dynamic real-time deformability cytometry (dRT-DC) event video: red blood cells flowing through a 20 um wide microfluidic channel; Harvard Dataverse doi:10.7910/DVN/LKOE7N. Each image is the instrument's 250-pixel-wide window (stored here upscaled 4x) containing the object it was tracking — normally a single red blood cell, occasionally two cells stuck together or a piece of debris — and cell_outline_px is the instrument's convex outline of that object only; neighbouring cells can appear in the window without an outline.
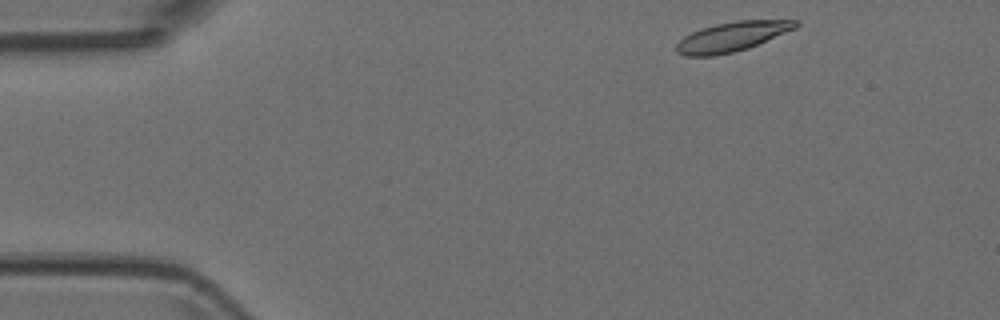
{"species": "Egyptian fruit bat (a non-hibernating species)", "species_latin": "Rousettus aegyptiacus", "temperature_condition": "room temperature", "stored_images_in_passage": 7, "camera_frame_rate_fps": 3000, "um_per_image_px": 0.085, "animal": {"sex": "female"}, "frame": {"image": 1, "passage_image": 1, "time_ms": 0.0, "image_size_px": [1000, 320], "cell_outline_px": [[800, 24], [796, 28], [748, 48], [732, 52], [712, 56], [684, 56], [676, 52], [676, 44], [684, 36], [700, 28], [716, 24], [736, 20], [800, 20]], "centroid_in_image_um": [62.21, 3.11], "position_along_channel_um": 22.8, "area_um2": 20.52}}
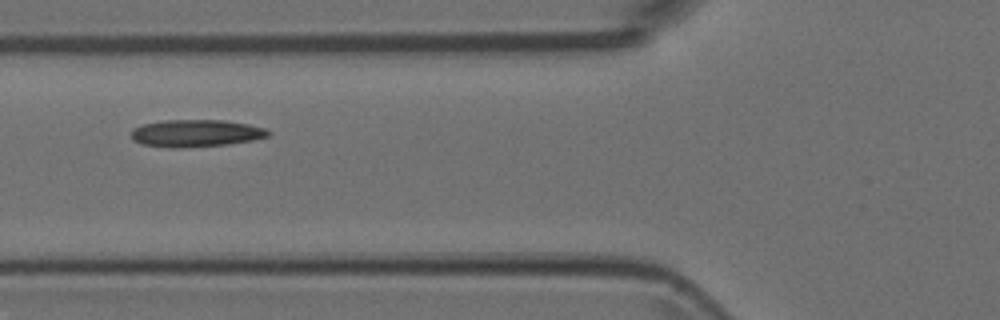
{"frame": {"image": 2, "passage_image": 5, "time_ms": 1.333, "image_size_px": [1000, 320], "cell_outline_px": [[272, 132], [268, 136], [252, 140], [228, 144], [180, 148], [172, 148], [144, 144], [132, 140], [132, 128], [140, 124], [164, 120], [224, 120], [248, 124], [264, 128]], "centroid_in_image_um": [16.63, 11.32], "position_along_channel_um": 109.2, "area_um2": 21.79}}
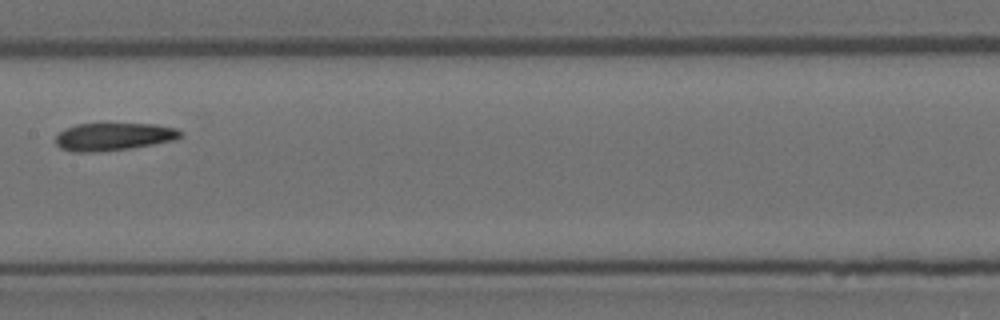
{"frame": {"image": 3, "passage_image": 7, "time_ms": 2.0, "image_size_px": [1000, 320], "cell_outline_px": [[184, 136], [176, 140], [128, 148], [92, 152], [72, 152], [60, 148], [56, 144], [56, 136], [64, 128], [76, 124], [156, 124], [176, 128], [184, 132]], "centroid_in_image_um": [9.68, 11.61], "position_along_channel_um": 197.7, "area_um2": 20.17}}